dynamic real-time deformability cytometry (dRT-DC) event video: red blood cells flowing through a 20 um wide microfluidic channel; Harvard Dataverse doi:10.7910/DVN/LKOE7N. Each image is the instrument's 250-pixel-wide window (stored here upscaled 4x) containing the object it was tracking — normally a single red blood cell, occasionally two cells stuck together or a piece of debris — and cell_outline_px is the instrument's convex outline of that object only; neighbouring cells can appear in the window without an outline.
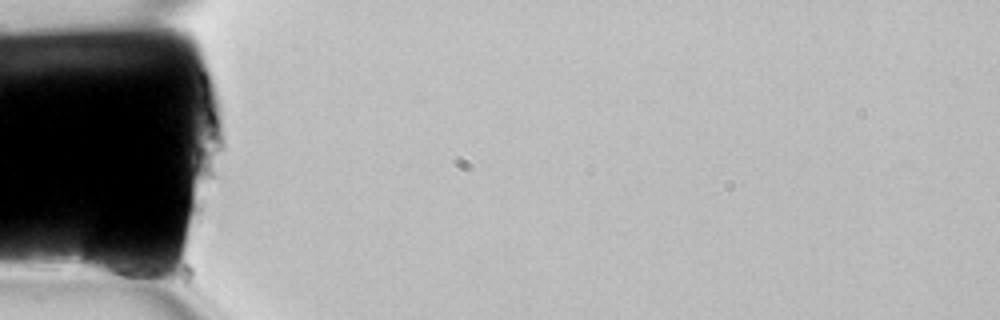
{"species": "common noctule bat (a hibernating species)", "species_latin": "Nyctalus noctula", "temperature_condition": "room temperature", "stored_images_in_passage": 5, "camera_frame_rate_fps": 3000, "um_per_image_px": 0.085, "animal": {"sex": "female", "body_mass_g": 22.7, "forearm_length_mm": 54.2}, "frame": {"image": 1, "passage_image": 1, "time_ms": 0.0, "image_size_px": [1000, 320], "cell_outline_px": [[156, 272], [132, 276], [108, 276], [88, 272], [84, 268], [80, 260], [88, 236], [92, 228], [96, 224], [152, 268]], "centroid_in_image_um": [9.41, 21.81], "position_along_channel_um": 75.6, "area_um2": 15.49}}